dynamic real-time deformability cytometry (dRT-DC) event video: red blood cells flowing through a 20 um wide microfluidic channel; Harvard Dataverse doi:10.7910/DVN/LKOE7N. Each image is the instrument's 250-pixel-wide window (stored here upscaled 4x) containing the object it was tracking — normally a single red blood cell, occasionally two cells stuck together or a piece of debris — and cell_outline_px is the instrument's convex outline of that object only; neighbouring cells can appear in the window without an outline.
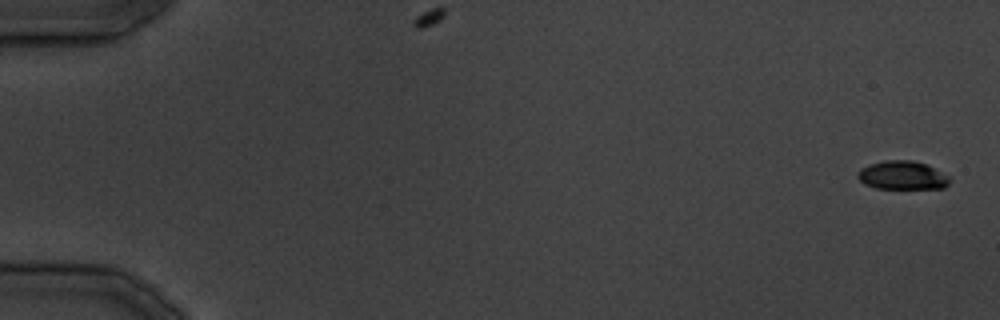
{"species": "common noctule bat (a hibernating species)", "species_latin": "Nyctalus noctula", "temperature_condition": "cold", "stored_images_in_passage": 36, "camera_frame_rate_fps": 3000, "um_per_image_px": 0.085, "animal": {"sex": "male", "body_mass_g": 19.5, "forearm_length_mm": 54.6}, "frame": {"image": 1, "passage_image": 1, "time_ms": 0.0, "image_size_px": [1000, 320], "cell_outline_px": [[952, 180], [944, 188], [876, 188], [864, 184], [856, 176], [856, 172], [860, 168], [868, 164], [884, 160], [912, 160], [928, 164], [948, 176]], "centroid_in_image_um": [76.68, 14.89], "position_along_channel_um": 8.3, "area_um2": 15.49}}
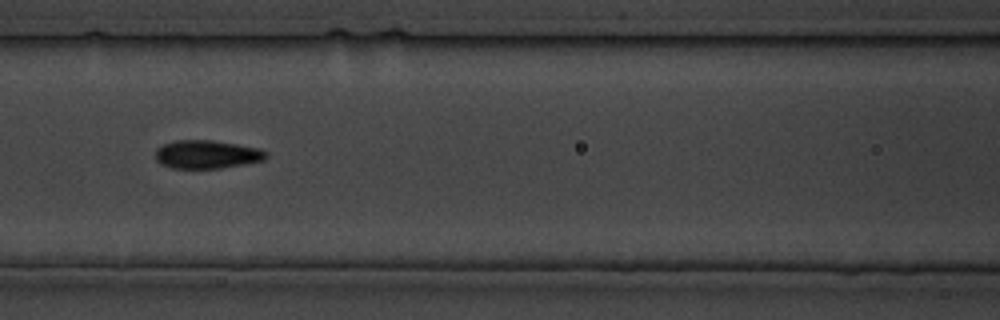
{"frame": {"image": 2, "passage_image": 17, "time_ms": 19.333, "image_size_px": [1000, 320], "cell_outline_px": [[268, 156], [264, 160], [244, 164], [220, 168], [172, 168], [160, 164], [156, 160], [156, 148], [164, 144], [176, 140], [212, 140], [260, 148], [268, 152]], "centroid_in_image_um": [17.59, 13.12], "position_along_channel_um": 149.0, "area_um2": 18.32}}
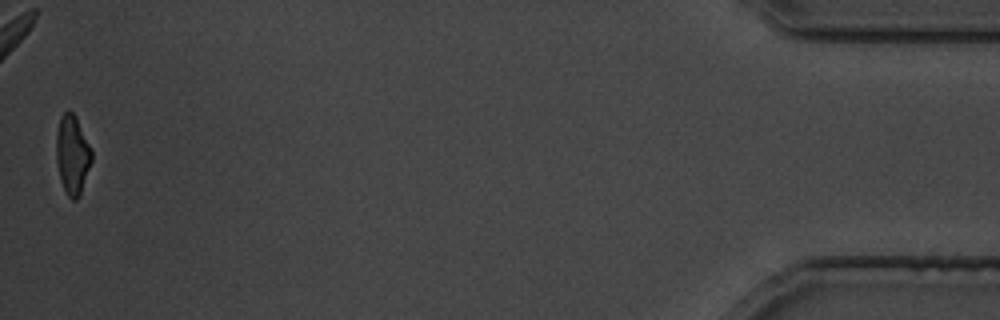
{"frame": {"image": 3, "passage_image": 36, "time_ms": 43.0, "image_size_px": [1000, 320], "cell_outline_px": [[92, 160], [80, 196], [76, 200], [72, 200], [68, 196], [60, 180], [56, 160], [56, 132], [60, 116], [68, 108], [76, 116], [92, 152]], "centroid_in_image_um": [6.14, 13.14], "position_along_channel_um": 429.1, "area_um2": 16.42}}